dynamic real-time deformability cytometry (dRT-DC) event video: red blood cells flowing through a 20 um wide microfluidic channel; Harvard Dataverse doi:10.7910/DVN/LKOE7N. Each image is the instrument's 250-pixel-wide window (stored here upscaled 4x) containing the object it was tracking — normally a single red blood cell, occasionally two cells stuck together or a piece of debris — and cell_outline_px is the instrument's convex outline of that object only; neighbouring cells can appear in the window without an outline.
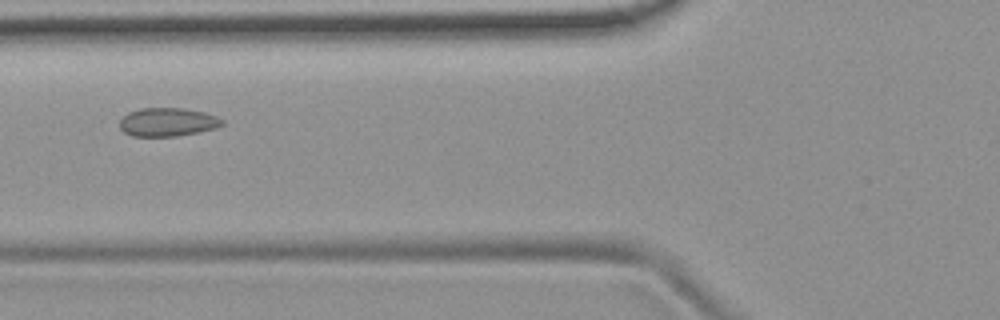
{"species": "common noctule bat (a hibernating species)", "species_latin": "Nyctalus noctula", "temperature_condition": "room temperature", "stored_images_in_passage": 8, "camera_frame_rate_fps": 3000, "um_per_image_px": 0.085, "animal": {"sex": "female", "body_mass_g": 19.9}, "frame": {"image": 1, "passage_image": 5, "time_ms": 4.667, "image_size_px": [1000, 320], "cell_outline_px": [[224, 124], [216, 128], [176, 136], [132, 136], [124, 132], [120, 128], [120, 120], [128, 112], [140, 108], [184, 108], [204, 112], [216, 116], [224, 120]], "centroid_in_image_um": [14.24, 10.37], "position_along_channel_um": 111.6, "area_um2": 16.99}}
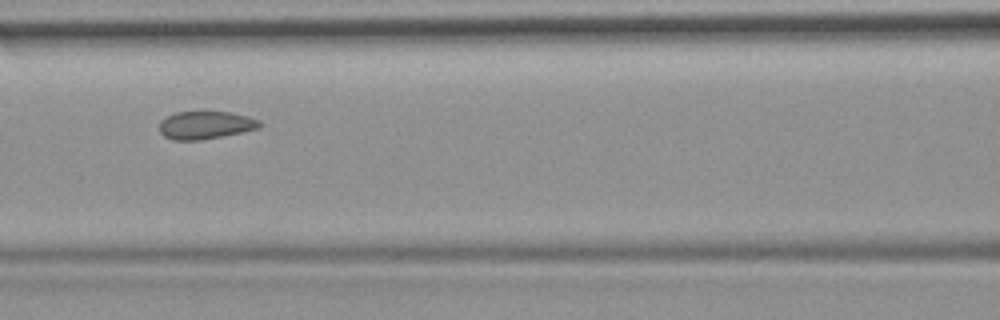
{"frame": {"image": 2, "passage_image": 6, "time_ms": 5.667, "image_size_px": [1000, 320], "cell_outline_px": [[260, 128], [200, 140], [172, 140], [164, 136], [160, 132], [160, 120], [176, 112], [232, 112], [248, 116], [260, 120]], "centroid_in_image_um": [17.46, 10.63], "position_along_channel_um": 149.1, "area_um2": 16.13}}
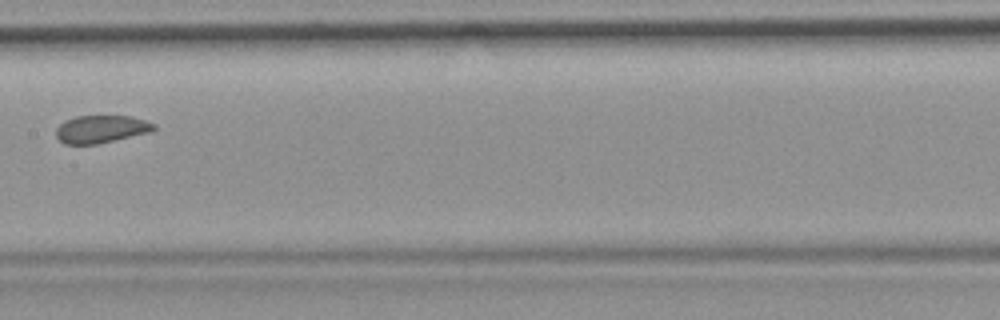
{"frame": {"image": 3, "passage_image": 7, "time_ms": 7.0, "image_size_px": [1000, 320], "cell_outline_px": [[156, 128], [152, 132], [96, 144], [64, 144], [56, 136], [56, 128], [64, 120], [76, 116], [128, 116], [144, 120], [156, 124]], "centroid_in_image_um": [8.59, 10.97], "position_along_channel_um": 198.8, "area_um2": 15.78}}